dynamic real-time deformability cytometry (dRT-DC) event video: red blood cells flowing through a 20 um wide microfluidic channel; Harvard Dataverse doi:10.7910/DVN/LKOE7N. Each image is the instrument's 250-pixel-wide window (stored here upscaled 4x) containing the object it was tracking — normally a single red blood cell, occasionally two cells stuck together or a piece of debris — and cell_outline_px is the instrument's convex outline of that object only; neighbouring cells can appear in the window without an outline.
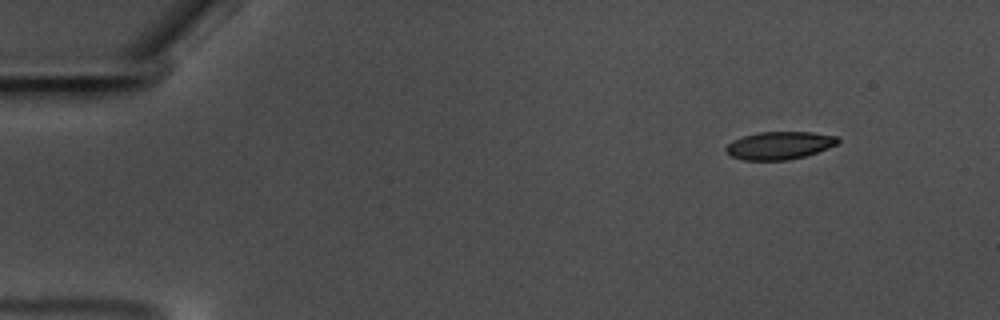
{"species": "common noctule bat (a hibernating species)", "species_latin": "Nyctalus noctula", "temperature_condition": "warm", "stored_images_in_passage": 53, "camera_frame_rate_fps": 3000, "um_per_image_px": 0.085, "animal": {"sex": "male", "body_mass_g": 17.5, "forearm_length_mm": 52.3}, "frame": {"image": 1, "passage_image": 1, "time_ms": 0.0, "image_size_px": [1000, 320], "cell_outline_px": [[840, 144], [804, 156], [788, 160], [744, 160], [732, 156], [724, 148], [732, 140], [756, 132], [812, 132], [840, 136]], "centroid_in_image_um": [66.3, 12.35], "position_along_channel_um": 18.7, "area_um2": 18.21}}
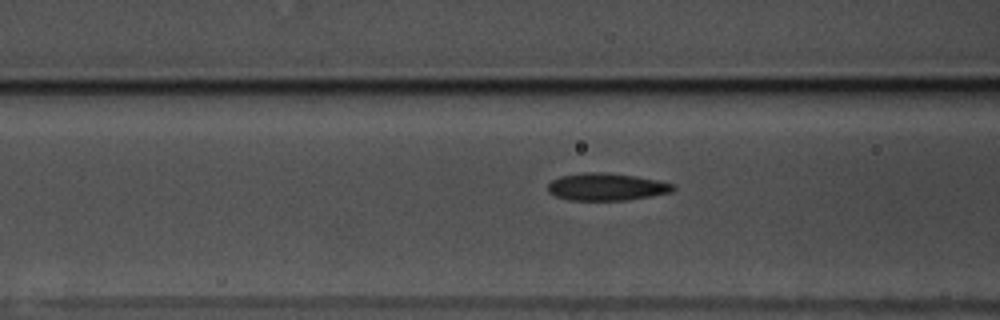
{"frame": {"image": 2, "passage_image": 18, "time_ms": 5.667, "image_size_px": [1000, 320], "cell_outline_px": [[676, 188], [672, 192], [652, 196], [628, 200], [568, 200], [556, 196], [548, 192], [548, 184], [552, 180], [560, 176], [580, 172], [604, 172], [636, 176], [660, 180], [676, 184]], "centroid_in_image_um": [51.59, 15.87], "position_along_channel_um": 115.0, "area_um2": 20.29}}
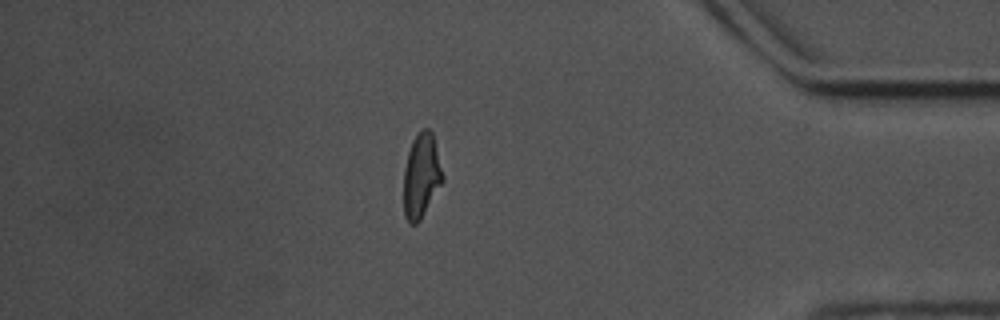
{"frame": {"image": 3, "passage_image": 45, "time_ms": 14.667, "image_size_px": [1000, 320], "cell_outline_px": [[444, 180], [420, 220], [416, 224], [408, 224], [404, 216], [404, 168], [408, 152], [412, 140], [420, 128], [428, 128], [432, 132], [444, 176]], "centroid_in_image_um": [35.81, 14.93], "position_along_channel_um": 399.4, "area_um2": 19.31}, "authors_computed_cell_mechanics": {"area_um2": 19.3052, "velocity_mm_per_s": 3.5308, "shape_relaxation_time_tau1_ms": 5.2945, "shape_relaxation_time_tau2_ms": 1.5331, "deformation_change_tau1": 0.1733, "deformation_change_tau2": 0.0883}}